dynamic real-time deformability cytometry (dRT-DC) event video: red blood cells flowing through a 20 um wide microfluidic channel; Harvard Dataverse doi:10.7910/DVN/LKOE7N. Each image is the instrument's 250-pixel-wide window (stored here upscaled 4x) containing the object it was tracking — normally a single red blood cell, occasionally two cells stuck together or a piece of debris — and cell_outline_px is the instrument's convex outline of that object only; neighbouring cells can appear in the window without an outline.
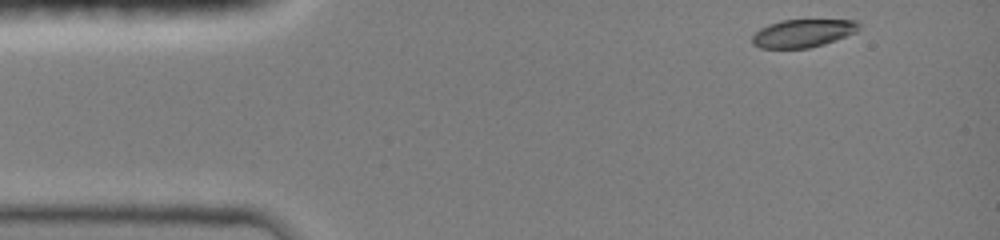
{"species": "common noctule bat (a hibernating species)", "species_latin": "Nyctalus noctula", "temperature_condition": "room temperature", "stored_images_in_passage": 46, "camera_frame_rate_fps": 3000, "um_per_image_px": 0.085, "animal": {"sex": "female", "body_mass_g": 19.0, "forearm_length_mm": 51.5}, "frame": {"image": 1, "passage_image": 1, "time_ms": 0.0, "image_size_px": [1000, 240], "cell_outline_px": [[860, 28], [856, 32], [836, 40], [824, 44], [808, 48], [760, 48], [752, 44], [752, 36], [760, 28], [768, 24], [780, 20], [856, 20], [860, 24]], "centroid_in_image_um": [68.24, 2.82], "position_along_channel_um": 16.8, "area_um2": 17.46}}
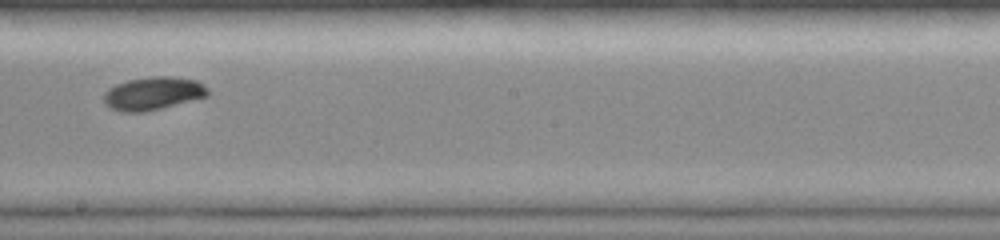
{"frame": {"image": 2, "passage_image": 23, "time_ms": 7.333, "image_size_px": [1000, 240], "cell_outline_px": [[208, 96], [144, 112], [120, 112], [104, 104], [104, 92], [108, 88], [116, 84], [128, 80], [152, 76], [172, 76], [196, 80], [204, 84], [208, 88]], "centroid_in_image_um": [13.0, 7.93], "position_along_channel_um": 235.2, "area_um2": 20.06}}
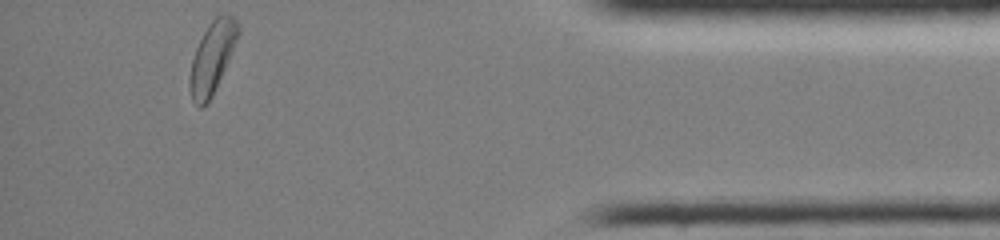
{"frame": {"image": 3, "passage_image": 46, "time_ms": 12.667, "image_size_px": [1000, 240], "cell_outline_px": [[240, 32], [232, 52], [212, 96], [200, 108], [192, 100], [188, 88], [188, 80], [192, 60], [196, 48], [208, 24], [216, 16], [232, 16], [236, 20], [240, 28]], "centroid_in_image_um": [18.02, 4.9], "position_along_channel_um": 417.2, "area_um2": 19.77}, "authors_computed_cell_mechanics": {"area_um2": 19.363, "velocity_mm_per_s": 4.0956, "shape_relaxation_time_tau1_ms": 2.4388, "shape_relaxation_time_tau2_ms": null, "deformation_change_tau1": 0.1372, "deformation_change_tau2": null}}